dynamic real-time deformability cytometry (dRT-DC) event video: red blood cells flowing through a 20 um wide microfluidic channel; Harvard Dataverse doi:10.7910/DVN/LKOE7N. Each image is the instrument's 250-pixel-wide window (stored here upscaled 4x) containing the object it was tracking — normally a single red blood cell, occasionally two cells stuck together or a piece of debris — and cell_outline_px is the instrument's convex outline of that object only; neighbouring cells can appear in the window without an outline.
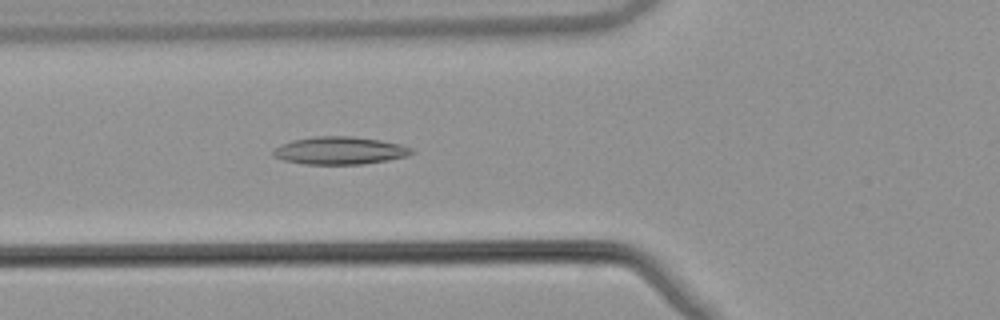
{"species": "common noctule bat (a hibernating species)", "species_latin": "Nyctalus noctula", "temperature_condition": "warm", "stored_images_in_passage": 54, "camera_frame_rate_fps": 3000, "um_per_image_px": 0.085, "animal": {"sex": "male", "body_mass_g": 21.5, "forearm_length_mm": 52.0}, "frame": {"image": 1, "passage_image": 21, "time_ms": 6.667, "image_size_px": [1000, 320], "cell_outline_px": [[416, 152], [408, 156], [388, 160], [360, 164], [304, 164], [284, 160], [272, 156], [272, 152], [280, 144], [292, 140], [312, 136], [352, 136], [380, 140], [400, 144], [412, 148]], "centroid_in_image_um": [28.88, 12.79], "position_along_channel_um": 96.9, "area_um2": 22.43}}
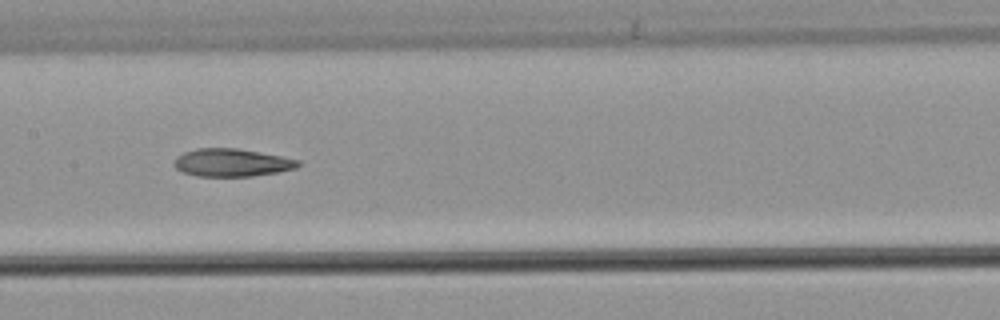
{"frame": {"image": 2, "passage_image": 28, "time_ms": 9.0, "image_size_px": [1000, 320], "cell_outline_px": [[300, 164], [296, 168], [276, 172], [252, 176], [196, 176], [184, 172], [176, 168], [172, 164], [176, 156], [184, 152], [196, 148], [236, 148], [280, 156], [300, 160]], "centroid_in_image_um": [19.66, 13.82], "position_along_channel_um": 187.7, "area_um2": 20.0}}
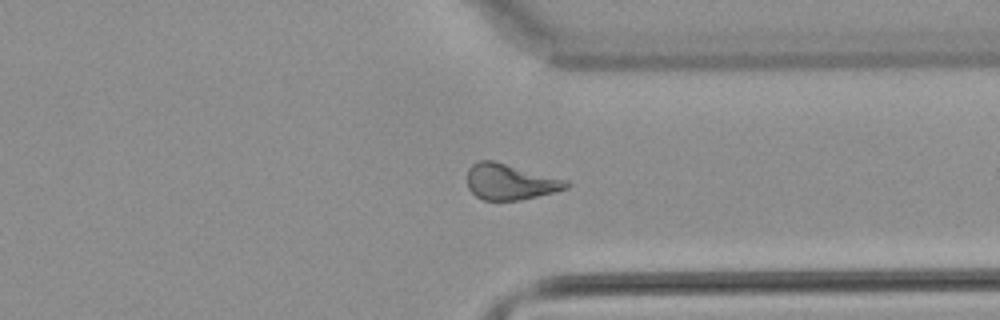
{"frame": {"image": 3, "passage_image": 42, "time_ms": 13.667, "image_size_px": [1000, 320], "cell_outline_px": [[572, 184], [568, 188], [520, 200], [484, 200], [476, 196], [468, 188], [468, 168], [472, 164], [480, 160], [492, 160], [568, 180]], "centroid_in_image_um": [43.37, 15.45], "position_along_channel_um": 368.0, "area_um2": 20.58}}